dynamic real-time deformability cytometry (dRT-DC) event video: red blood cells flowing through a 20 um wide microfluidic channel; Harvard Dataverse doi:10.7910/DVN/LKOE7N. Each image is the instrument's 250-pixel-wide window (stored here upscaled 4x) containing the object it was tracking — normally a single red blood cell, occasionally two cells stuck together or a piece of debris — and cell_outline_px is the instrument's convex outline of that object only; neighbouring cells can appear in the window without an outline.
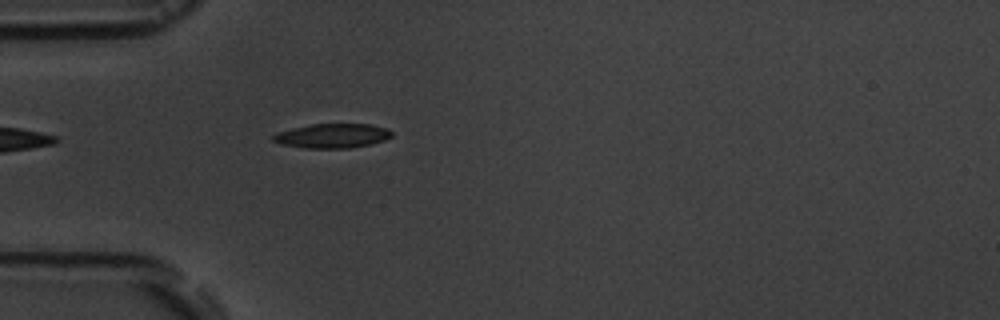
{"species": "common noctule bat (a hibernating species)", "species_latin": "Nyctalus noctula", "temperature_condition": "room temperature", "stored_images_in_passage": 5, "camera_frame_rate_fps": 3000, "um_per_image_px": 0.085, "animal": {"sex": "male", "body_mass_g": 19.5, "forearm_length_mm": 54.6}, "frame": {"image": 1, "passage_image": 5, "time_ms": 4.667, "image_size_px": [1000, 320], "cell_outline_px": [[392, 136], [384, 140], [368, 144], [348, 148], [304, 148], [280, 144], [272, 140], [272, 136], [276, 132], [292, 128], [312, 124], [368, 124], [388, 128], [392, 132]], "centroid_in_image_um": [28.21, 11.54], "position_along_channel_um": 56.8, "area_um2": 16.82}}